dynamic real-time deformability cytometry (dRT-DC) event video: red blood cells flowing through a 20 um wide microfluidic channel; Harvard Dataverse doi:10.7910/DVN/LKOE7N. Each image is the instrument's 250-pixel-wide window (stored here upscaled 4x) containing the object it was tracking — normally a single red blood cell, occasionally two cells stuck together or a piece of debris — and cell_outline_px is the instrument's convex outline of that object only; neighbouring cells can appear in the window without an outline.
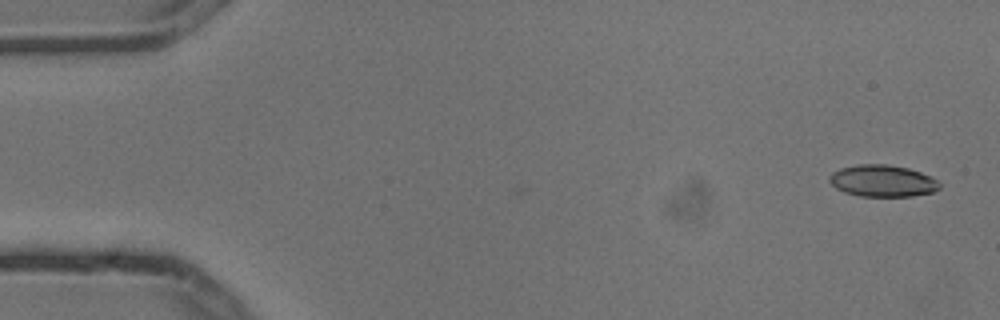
{"species": "common noctule bat (a hibernating species)", "species_latin": "Nyctalus noctula", "temperature_condition": "cold", "stored_images_in_passage": 5, "camera_frame_rate_fps": 3000, "um_per_image_px": 0.085, "animal": {"sex": "male", "body_mass_g": 13.3}, "frame": {"image": 1, "passage_image": 1, "time_ms": 0.0, "image_size_px": [1000, 320], "cell_outline_px": [[940, 188], [932, 192], [912, 196], [860, 196], [844, 192], [836, 188], [828, 180], [828, 176], [832, 172], [840, 168], [856, 164], [888, 164], [908, 168], [932, 176], [940, 184]], "centroid_in_image_um": [74.99, 15.36], "position_along_channel_um": 10.0, "area_um2": 20.52}}